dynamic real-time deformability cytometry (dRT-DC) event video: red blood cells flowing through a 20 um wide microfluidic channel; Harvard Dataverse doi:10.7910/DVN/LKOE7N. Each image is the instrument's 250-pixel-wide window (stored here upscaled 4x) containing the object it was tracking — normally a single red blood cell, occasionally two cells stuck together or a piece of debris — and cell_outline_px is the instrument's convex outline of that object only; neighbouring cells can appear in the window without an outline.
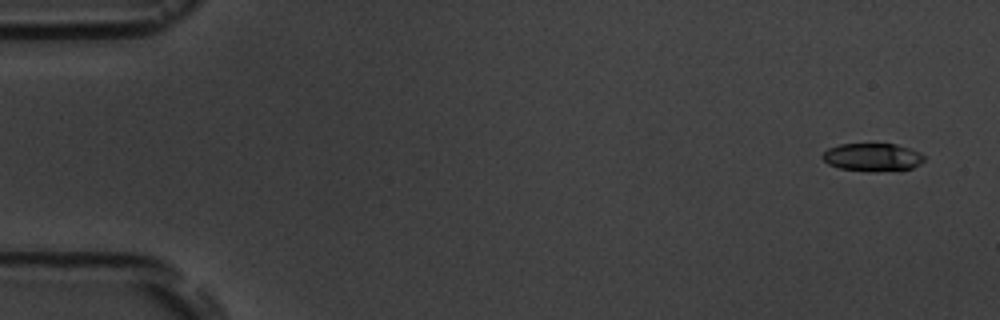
{"species": "common noctule bat (a hibernating species)", "species_latin": "Nyctalus noctula", "temperature_condition": "room temperature", "stored_images_in_passage": 5, "camera_frame_rate_fps": 3000, "um_per_image_px": 0.085, "animal": {"sex": "male", "body_mass_g": 19.5, "forearm_length_mm": 54.6}, "frame": {"image": 1, "passage_image": 1, "time_ms": 0.0, "image_size_px": [1000, 320], "cell_outline_px": [[924, 160], [920, 164], [912, 168], [876, 172], [868, 172], [840, 168], [828, 164], [820, 156], [828, 148], [840, 144], [896, 144], [920, 152], [924, 156]], "centroid_in_image_um": [74.15, 13.37], "position_along_channel_um": 10.9, "area_um2": 16.65}}
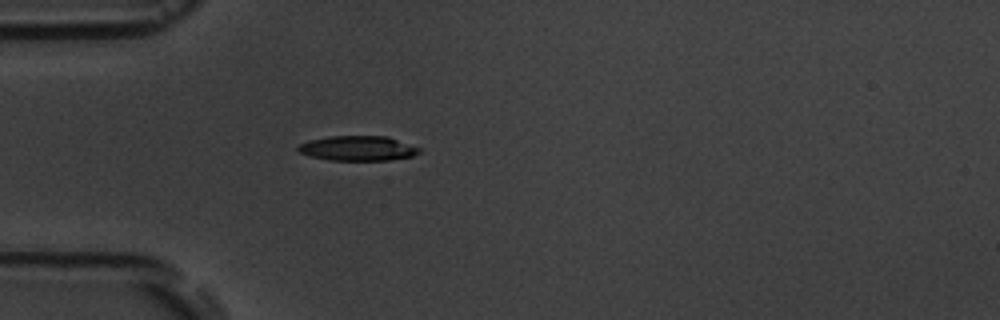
{"frame": {"image": 2, "passage_image": 5, "time_ms": 4.667, "image_size_px": [1000, 320], "cell_outline_px": [[420, 152], [412, 156], [388, 160], [328, 160], [312, 156], [300, 152], [296, 148], [300, 144], [308, 140], [328, 136], [388, 136], [420, 148]], "centroid_in_image_um": [30.41, 12.6], "position_along_channel_um": 54.6, "area_um2": 17.46}}